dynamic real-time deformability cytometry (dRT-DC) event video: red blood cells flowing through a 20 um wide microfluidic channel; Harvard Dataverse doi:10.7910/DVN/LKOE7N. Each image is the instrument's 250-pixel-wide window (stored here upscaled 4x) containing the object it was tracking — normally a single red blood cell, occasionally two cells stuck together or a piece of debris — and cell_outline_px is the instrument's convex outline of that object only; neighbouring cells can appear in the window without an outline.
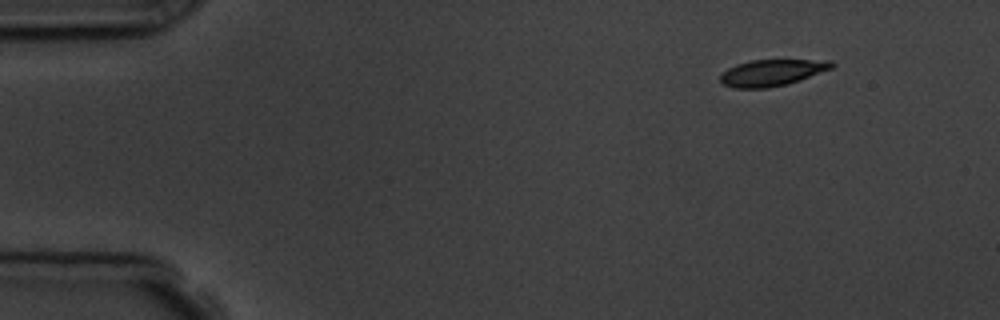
{"species": "common noctule bat (a hibernating species)", "species_latin": "Nyctalus noctula", "temperature_condition": "room temperature", "stored_images_in_passage": 6, "camera_frame_rate_fps": 3000, "um_per_image_px": 0.085, "animal": {"sex": "male", "body_mass_g": 19.5, "forearm_length_mm": 54.6}, "frame": {"image": 1, "passage_image": 1, "time_ms": 0.0, "image_size_px": [1000, 320], "cell_outline_px": [[836, 64], [832, 68], [800, 80], [788, 84], [768, 88], [732, 88], [724, 84], [720, 80], [720, 76], [728, 68], [736, 64], [752, 60], [832, 60]], "centroid_in_image_um": [65.63, 6.18], "position_along_channel_um": 19.4, "area_um2": 17.17}}
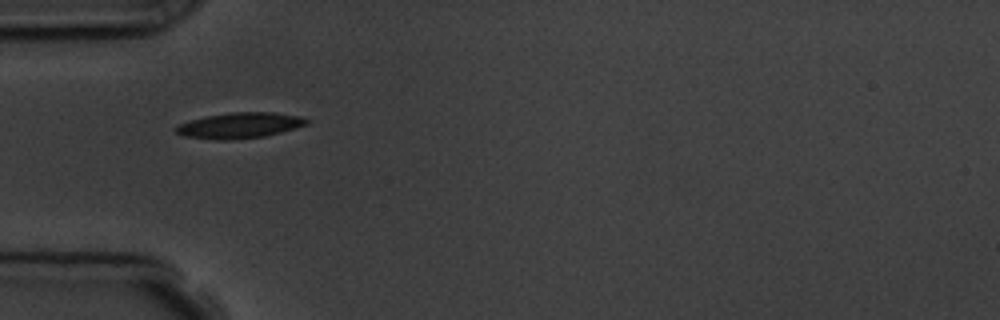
{"frame": {"image": 2, "passage_image": 4, "time_ms": 3.667, "image_size_px": [1000, 320], "cell_outline_px": [[308, 124], [296, 128], [264, 136], [232, 140], [216, 140], [184, 136], [176, 132], [176, 124], [204, 116], [232, 112], [272, 112], [300, 116], [308, 120]], "centroid_in_image_um": [20.34, 10.66], "position_along_channel_um": 64.7, "area_um2": 19.59}}